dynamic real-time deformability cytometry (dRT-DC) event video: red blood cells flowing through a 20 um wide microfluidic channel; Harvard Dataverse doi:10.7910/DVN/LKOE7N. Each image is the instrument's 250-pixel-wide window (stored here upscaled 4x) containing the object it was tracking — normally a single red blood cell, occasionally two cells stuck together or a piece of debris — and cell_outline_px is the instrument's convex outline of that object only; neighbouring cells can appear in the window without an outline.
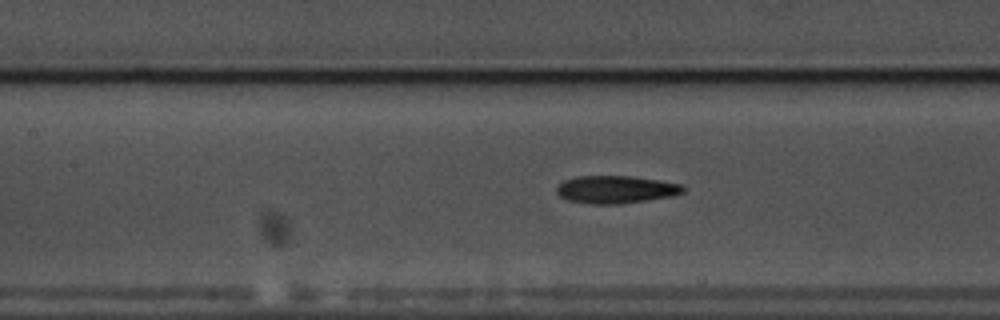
{"species": "common noctule bat (a hibernating species)", "species_latin": "Nyctalus noctula", "temperature_condition": "warm", "stored_images_in_passage": 39, "camera_frame_rate_fps": 3000, "um_per_image_px": 0.085, "animal": {"sex": "male", "body_mass_g": 17.5, "forearm_length_mm": 52.3}, "frame": {"image": 1, "passage_image": 8, "time_ms": 2.333, "image_size_px": [1000, 320], "cell_outline_px": [[688, 188], [684, 192], [672, 196], [620, 204], [592, 204], [568, 200], [560, 196], [556, 192], [556, 188], [564, 180], [576, 176], [632, 176], [660, 180], [684, 184]], "centroid_in_image_um": [52.4, 16.1], "position_along_channel_um": 155.0, "area_um2": 20.58}}
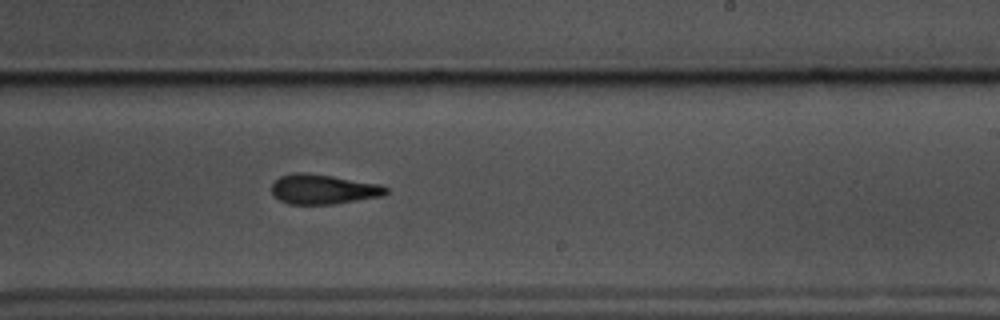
{"frame": {"image": 2, "passage_image": 17, "time_ms": 5.333, "image_size_px": [1000, 320], "cell_outline_px": [[388, 192], [384, 196], [332, 204], [288, 204], [272, 196], [272, 184], [280, 176], [292, 172], [308, 172], [380, 184], [388, 188]], "centroid_in_image_um": [27.46, 16.08], "position_along_channel_um": 261.5, "area_um2": 20.0}}
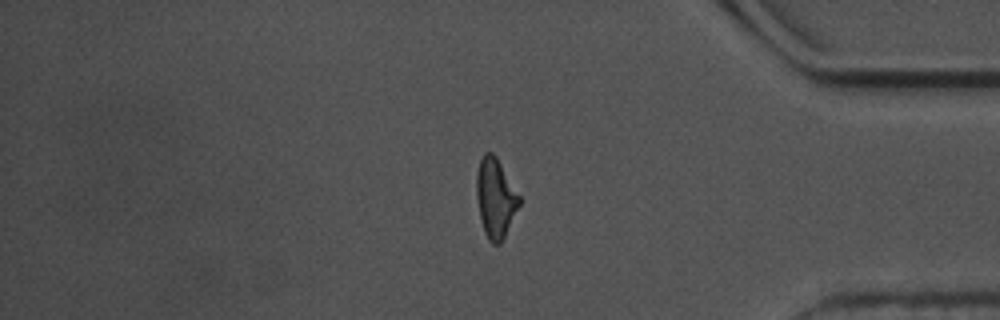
{"frame": {"image": 3, "passage_image": 30, "time_ms": 9.667, "image_size_px": [1000, 320], "cell_outline_px": [[520, 204], [500, 244], [492, 244], [488, 240], [484, 232], [480, 220], [476, 196], [476, 172], [480, 160], [484, 152], [492, 152], [496, 156], [520, 196]], "centroid_in_image_um": [42.09, 16.83], "position_along_channel_um": 393.1, "area_um2": 19.77}, "authors_computed_cell_mechanics": {"area_um2": 19.941, "velocity_mm_per_s": 3.5656, "shape_relaxation_time_tau1_ms": 5.5794, "shape_relaxation_time_tau2_ms": 3.8552, "deformation_change_tau1": 0.1695, "deformation_change_tau2": 0.1272}}